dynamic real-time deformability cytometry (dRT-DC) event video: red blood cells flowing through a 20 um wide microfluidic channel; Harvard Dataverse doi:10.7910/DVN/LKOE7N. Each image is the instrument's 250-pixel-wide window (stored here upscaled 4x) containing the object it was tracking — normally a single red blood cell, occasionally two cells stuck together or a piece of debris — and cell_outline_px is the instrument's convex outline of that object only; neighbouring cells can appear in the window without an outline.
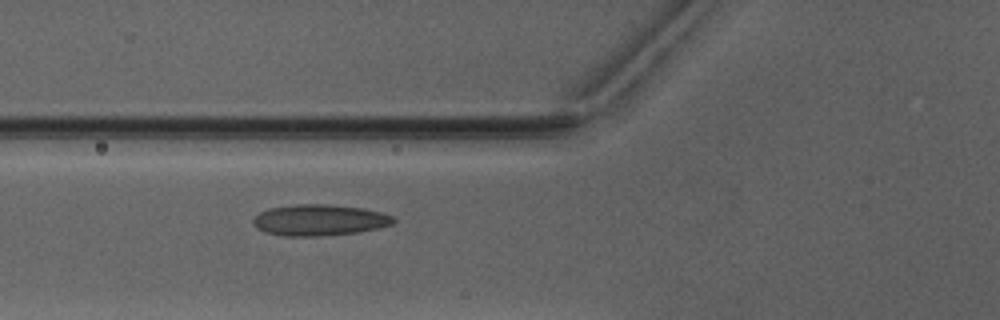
{"species": "Egyptian fruit bat (a non-hibernating species)", "species_latin": "Rousettus aegyptiacus", "temperature_condition": "warm", "stored_images_in_passage": 3, "camera_frame_rate_fps": 3000, "um_per_image_px": 0.085, "animal": {"sex": "male"}, "frame": {"image": 1, "passage_image": 3, "time_ms": 3.333, "image_size_px": [1000, 320], "cell_outline_px": [[396, 224], [380, 228], [356, 232], [324, 236], [284, 236], [264, 232], [256, 228], [252, 224], [252, 220], [260, 212], [268, 208], [296, 204], [328, 204], [360, 208], [380, 212], [392, 216], [396, 220]], "centroid_in_image_um": [27.14, 18.71], "position_along_channel_um": 98.7, "area_um2": 25.66}}